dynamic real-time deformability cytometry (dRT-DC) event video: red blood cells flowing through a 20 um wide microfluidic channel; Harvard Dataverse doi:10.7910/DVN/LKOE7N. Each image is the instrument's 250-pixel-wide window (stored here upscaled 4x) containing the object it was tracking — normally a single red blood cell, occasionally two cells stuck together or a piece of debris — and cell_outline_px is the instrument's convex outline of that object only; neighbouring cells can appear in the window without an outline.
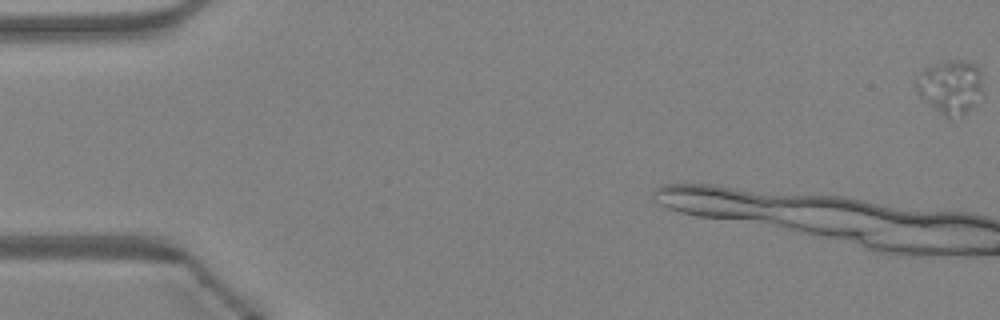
{"species": "Egyptian fruit bat (a non-hibernating species)", "species_latin": "Rousettus aegyptiacus", "temperature_condition": "warm", "stored_images_in_passage": 9, "camera_frame_rate_fps": 3000, "um_per_image_px": 0.085, "animal": {"sex": "female"}, "frame": {"image": 1, "passage_image": 1, "time_ms": 0.0, "image_size_px": [1000, 320], "cell_outline_px": [[980, 92], [976, 104], [964, 116], [948, 120], [920, 96], [916, 88], [916, 80], [920, 72], [924, 68], [948, 60], [960, 60], [976, 64], [980, 72]], "centroid_in_image_um": [80.78, 7.42], "position_along_channel_um": 4.2, "area_um2": 20.87}}